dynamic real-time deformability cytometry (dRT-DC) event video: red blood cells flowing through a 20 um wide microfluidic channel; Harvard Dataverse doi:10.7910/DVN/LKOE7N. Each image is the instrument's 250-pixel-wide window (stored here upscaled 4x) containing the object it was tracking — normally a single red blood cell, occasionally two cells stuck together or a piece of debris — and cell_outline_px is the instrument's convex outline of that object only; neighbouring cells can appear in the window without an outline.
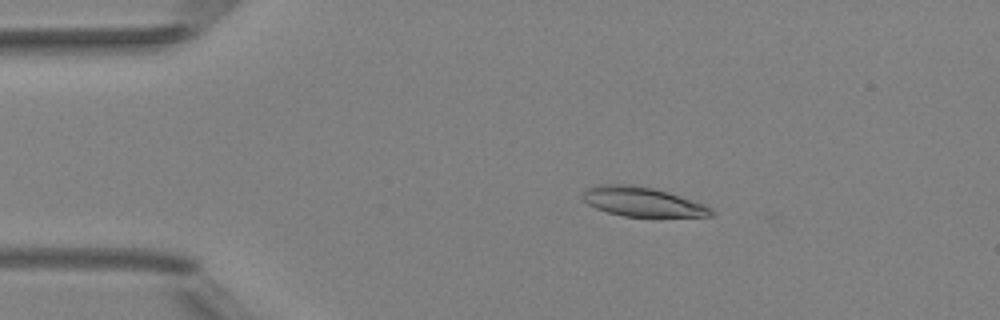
{"species": "Egyptian fruit bat (a non-hibernating species)", "species_latin": "Rousettus aegyptiacus", "temperature_condition": "room temperature", "stored_images_in_passage": 3, "camera_frame_rate_fps": 3000, "um_per_image_px": 0.085, "animal": {"sex": "female"}, "frame": {"image": 1, "passage_image": 2, "time_ms": 1.333, "image_size_px": [1000, 320], "cell_outline_px": [[716, 212], [712, 216], [624, 216], [608, 212], [596, 208], [588, 204], [580, 196], [584, 188], [600, 184], [632, 184], [652, 188], [668, 192], [704, 204], [712, 208]], "centroid_in_image_um": [54.57, 17.13], "position_along_channel_um": 30.4, "area_um2": 22.02}}